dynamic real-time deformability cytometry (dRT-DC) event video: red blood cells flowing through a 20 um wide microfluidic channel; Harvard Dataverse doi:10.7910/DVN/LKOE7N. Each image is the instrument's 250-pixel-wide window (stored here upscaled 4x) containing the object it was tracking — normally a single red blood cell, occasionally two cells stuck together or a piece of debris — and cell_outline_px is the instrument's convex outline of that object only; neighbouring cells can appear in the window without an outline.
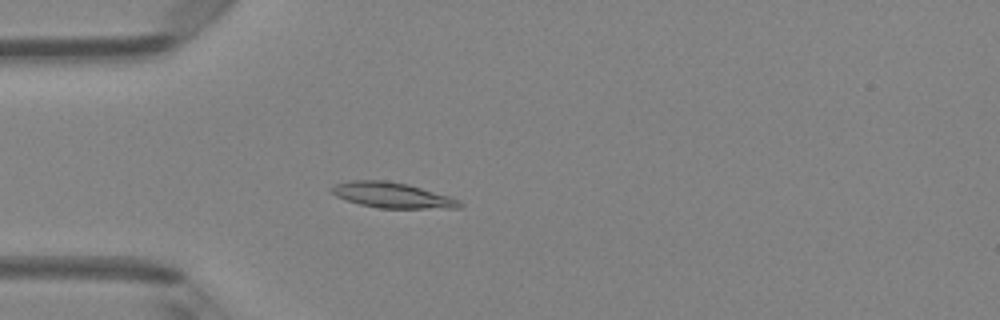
{"species": "Egyptian fruit bat (a non-hibernating species)", "species_latin": "Rousettus aegyptiacus", "temperature_condition": "room temperature", "stored_images_in_passage": 3, "camera_frame_rate_fps": 3000, "um_per_image_px": 0.085, "animal": {"sex": "female"}, "frame": {"image": 1, "passage_image": 3, "time_ms": 0.667, "image_size_px": [1000, 320], "cell_outline_px": [[464, 204], [460, 208], [380, 208], [360, 204], [336, 196], [328, 188], [336, 184], [352, 180], [384, 180], [408, 184], [448, 196], [460, 200]], "centroid_in_image_um": [33.35, 16.59], "position_along_channel_um": 51.7, "area_um2": 18.84}}